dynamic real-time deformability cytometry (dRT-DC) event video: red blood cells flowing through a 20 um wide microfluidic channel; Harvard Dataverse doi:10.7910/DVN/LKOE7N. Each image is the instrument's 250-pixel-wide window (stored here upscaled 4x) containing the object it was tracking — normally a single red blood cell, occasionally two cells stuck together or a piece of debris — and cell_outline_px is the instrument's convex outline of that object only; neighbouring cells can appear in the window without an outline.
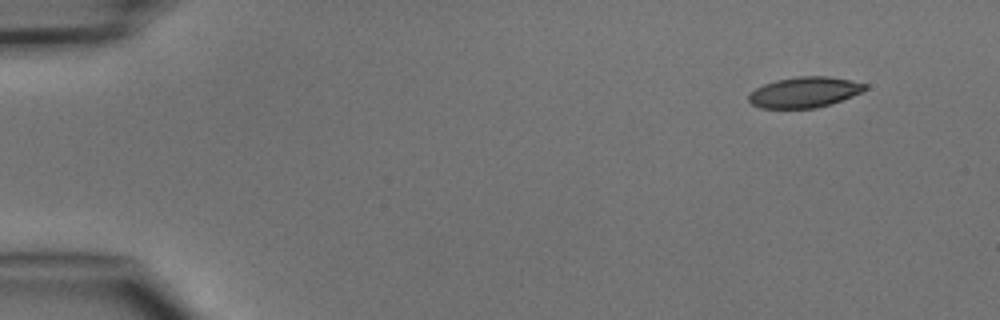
{"species": "common noctule bat (a hibernating species)", "species_latin": "Nyctalus noctula", "temperature_condition": "cold", "stored_images_in_passage": 8, "camera_frame_rate_fps": 3000, "um_per_image_px": 0.085, "animal": {"sex": "male", "body_mass_g": 15.6}, "frame": {"image": 1, "passage_image": 1, "time_ms": 0.0, "image_size_px": [1000, 320], "cell_outline_px": [[868, 88], [852, 96], [816, 108], [760, 108], [752, 104], [748, 100], [748, 96], [756, 88], [764, 84], [776, 80], [796, 76], [828, 76], [868, 84]], "centroid_in_image_um": [68.36, 7.83], "position_along_channel_um": 16.6, "area_um2": 20.58}}
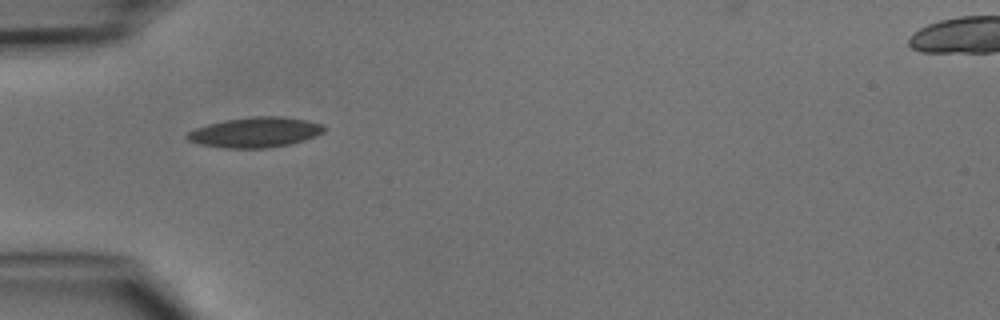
{"frame": {"image": 2, "passage_image": 4, "time_ms": 3.667, "image_size_px": [1000, 320], "cell_outline_px": [[328, 128], [324, 132], [304, 140], [288, 144], [264, 148], [224, 148], [200, 144], [188, 140], [184, 136], [188, 132], [196, 128], [208, 124], [224, 120], [252, 116], [280, 116], [304, 120], [320, 124]], "centroid_in_image_um": [21.67, 11.24], "position_along_channel_um": 63.3, "area_um2": 23.93}}